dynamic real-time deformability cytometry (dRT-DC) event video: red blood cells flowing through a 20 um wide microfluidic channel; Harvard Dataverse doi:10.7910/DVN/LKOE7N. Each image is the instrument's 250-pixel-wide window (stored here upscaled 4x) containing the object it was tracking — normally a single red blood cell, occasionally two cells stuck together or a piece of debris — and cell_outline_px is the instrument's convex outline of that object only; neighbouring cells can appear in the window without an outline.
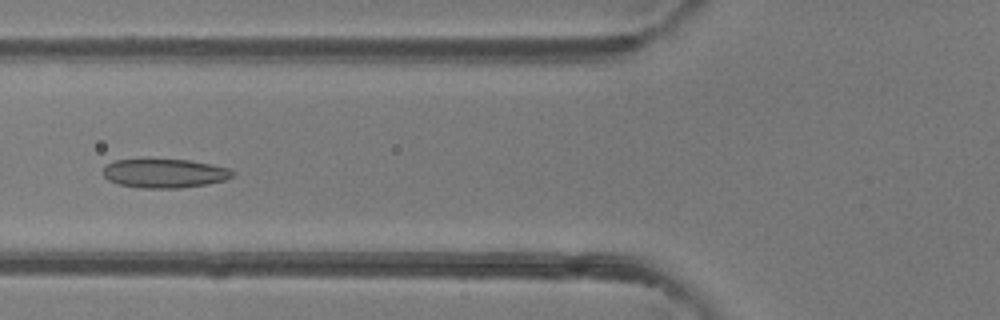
{"species": "common noctule bat (a hibernating species)", "species_latin": "Nyctalus noctula", "temperature_condition": "room temperature", "stored_images_in_passage": 49, "camera_frame_rate_fps": 3000, "um_per_image_px": 0.085, "animal": {"sex": "female"}, "frame": {"image": 1, "passage_image": 19, "time_ms": 6.0, "image_size_px": [1000, 320], "cell_outline_px": [[236, 172], [232, 176], [224, 180], [208, 184], [180, 188], [140, 188], [116, 184], [108, 180], [104, 176], [104, 168], [108, 164], [116, 160], [188, 160], [212, 164], [228, 168]], "centroid_in_image_um": [14.0, 14.75], "position_along_channel_um": 111.8, "area_um2": 21.73}}
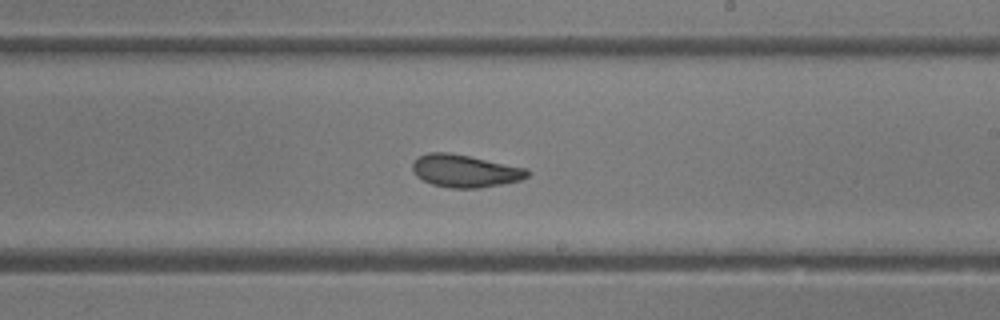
{"frame": {"image": 2, "passage_image": 29, "time_ms": 9.333, "image_size_px": [1000, 320], "cell_outline_px": [[532, 172], [528, 176], [520, 180], [504, 184], [480, 188], [452, 188], [432, 184], [416, 176], [412, 168], [412, 164], [420, 156], [428, 152], [448, 152], [528, 168]], "centroid_in_image_um": [39.57, 14.53], "position_along_channel_um": 249.4, "area_um2": 21.79}}
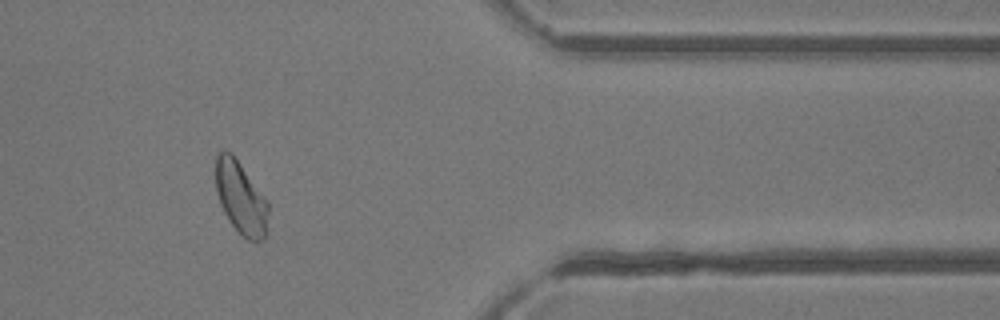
{"frame": {"image": 3, "passage_image": 41, "time_ms": 13.333, "image_size_px": [1000, 320], "cell_outline_px": [[268, 212], [264, 236], [260, 240], [248, 240], [232, 224], [224, 212], [220, 204], [216, 192], [216, 156], [224, 148], [232, 152], [268, 200]], "centroid_in_image_um": [20.45, 16.74], "position_along_channel_um": 390.9, "area_um2": 22.08}, "authors_computed_cell_mechanics": {"area_um2": 23.12, "velocity_mm_per_s": 4.1259, "shape_relaxation_time_tau1_ms": 5.6646, "shape_relaxation_time_tau2_ms": 1.7786, "deformation_change_tau1": 0.138, "deformation_change_tau2": 0.0683}}